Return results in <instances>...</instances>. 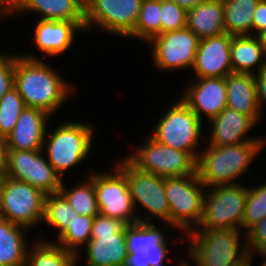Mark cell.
<instances>
[{
	"label": "cell",
	"instance_id": "5b68a950",
	"mask_svg": "<svg viewBox=\"0 0 266 266\" xmlns=\"http://www.w3.org/2000/svg\"><path fill=\"white\" fill-rule=\"evenodd\" d=\"M115 167L126 177L135 212L139 211L138 204L147 212V215L144 214L142 217L138 213V221L152 222L151 220L156 217L165 223L166 229H172L170 205L165 192V178L139 170L126 157L117 160Z\"/></svg>",
	"mask_w": 266,
	"mask_h": 266
},
{
	"label": "cell",
	"instance_id": "277c9868",
	"mask_svg": "<svg viewBox=\"0 0 266 266\" xmlns=\"http://www.w3.org/2000/svg\"><path fill=\"white\" fill-rule=\"evenodd\" d=\"M48 129L42 150L62 178L64 172L83 163L91 153L96 127L88 122L63 121L50 133Z\"/></svg>",
	"mask_w": 266,
	"mask_h": 266
},
{
	"label": "cell",
	"instance_id": "44dd1931",
	"mask_svg": "<svg viewBox=\"0 0 266 266\" xmlns=\"http://www.w3.org/2000/svg\"><path fill=\"white\" fill-rule=\"evenodd\" d=\"M225 81L227 108L250 116L256 123H259L263 114L258 104L255 76L231 72L225 77Z\"/></svg>",
	"mask_w": 266,
	"mask_h": 266
},
{
	"label": "cell",
	"instance_id": "d6a6232c",
	"mask_svg": "<svg viewBox=\"0 0 266 266\" xmlns=\"http://www.w3.org/2000/svg\"><path fill=\"white\" fill-rule=\"evenodd\" d=\"M248 186V196L241 230L246 234L254 225L266 217V182Z\"/></svg>",
	"mask_w": 266,
	"mask_h": 266
},
{
	"label": "cell",
	"instance_id": "9a60e30c",
	"mask_svg": "<svg viewBox=\"0 0 266 266\" xmlns=\"http://www.w3.org/2000/svg\"><path fill=\"white\" fill-rule=\"evenodd\" d=\"M183 89L181 99L203 122L204 115L209 121L227 108L226 81L224 77L191 78ZM185 91V92H184Z\"/></svg>",
	"mask_w": 266,
	"mask_h": 266
},
{
	"label": "cell",
	"instance_id": "d590c367",
	"mask_svg": "<svg viewBox=\"0 0 266 266\" xmlns=\"http://www.w3.org/2000/svg\"><path fill=\"white\" fill-rule=\"evenodd\" d=\"M2 53V54H1ZM0 53V99L14 87L16 59L20 54Z\"/></svg>",
	"mask_w": 266,
	"mask_h": 266
},
{
	"label": "cell",
	"instance_id": "5bb4252c",
	"mask_svg": "<svg viewBox=\"0 0 266 266\" xmlns=\"http://www.w3.org/2000/svg\"><path fill=\"white\" fill-rule=\"evenodd\" d=\"M98 173L92 171L99 214L121 219L128 224L138 222L126 177L116 168Z\"/></svg>",
	"mask_w": 266,
	"mask_h": 266
},
{
	"label": "cell",
	"instance_id": "4dcf8cb0",
	"mask_svg": "<svg viewBox=\"0 0 266 266\" xmlns=\"http://www.w3.org/2000/svg\"><path fill=\"white\" fill-rule=\"evenodd\" d=\"M95 216L77 215L69 227L58 237L56 243L65 250L71 251L81 256L80 252L90 241L92 225Z\"/></svg>",
	"mask_w": 266,
	"mask_h": 266
},
{
	"label": "cell",
	"instance_id": "7a4b0ae2",
	"mask_svg": "<svg viewBox=\"0 0 266 266\" xmlns=\"http://www.w3.org/2000/svg\"><path fill=\"white\" fill-rule=\"evenodd\" d=\"M265 145L266 141H249L230 146L205 145L197 158L196 173L207 188L239 184L236 180L247 173L246 170Z\"/></svg>",
	"mask_w": 266,
	"mask_h": 266
},
{
	"label": "cell",
	"instance_id": "8992f818",
	"mask_svg": "<svg viewBox=\"0 0 266 266\" xmlns=\"http://www.w3.org/2000/svg\"><path fill=\"white\" fill-rule=\"evenodd\" d=\"M202 128V121L179 97L158 120L150 136L163 145L188 152L197 161L201 152L198 147L205 140L201 137Z\"/></svg>",
	"mask_w": 266,
	"mask_h": 266
},
{
	"label": "cell",
	"instance_id": "3957f363",
	"mask_svg": "<svg viewBox=\"0 0 266 266\" xmlns=\"http://www.w3.org/2000/svg\"><path fill=\"white\" fill-rule=\"evenodd\" d=\"M184 237L176 239L187 240L186 257L195 266H232L249 254L246 234L241 230L195 228Z\"/></svg>",
	"mask_w": 266,
	"mask_h": 266
},
{
	"label": "cell",
	"instance_id": "8fae6325",
	"mask_svg": "<svg viewBox=\"0 0 266 266\" xmlns=\"http://www.w3.org/2000/svg\"><path fill=\"white\" fill-rule=\"evenodd\" d=\"M143 0H84L85 32L97 27L102 32L126 37L133 33Z\"/></svg>",
	"mask_w": 266,
	"mask_h": 266
},
{
	"label": "cell",
	"instance_id": "f6af8a7d",
	"mask_svg": "<svg viewBox=\"0 0 266 266\" xmlns=\"http://www.w3.org/2000/svg\"><path fill=\"white\" fill-rule=\"evenodd\" d=\"M175 2L177 5L182 7L184 10L189 11L190 9L195 8L200 3L206 0H170Z\"/></svg>",
	"mask_w": 266,
	"mask_h": 266
},
{
	"label": "cell",
	"instance_id": "f546056e",
	"mask_svg": "<svg viewBox=\"0 0 266 266\" xmlns=\"http://www.w3.org/2000/svg\"><path fill=\"white\" fill-rule=\"evenodd\" d=\"M161 34V0H143L133 33L129 36L149 43Z\"/></svg>",
	"mask_w": 266,
	"mask_h": 266
},
{
	"label": "cell",
	"instance_id": "ba28073f",
	"mask_svg": "<svg viewBox=\"0 0 266 266\" xmlns=\"http://www.w3.org/2000/svg\"><path fill=\"white\" fill-rule=\"evenodd\" d=\"M248 185H218L207 188L203 214L196 228L241 230Z\"/></svg>",
	"mask_w": 266,
	"mask_h": 266
},
{
	"label": "cell",
	"instance_id": "30bf717a",
	"mask_svg": "<svg viewBox=\"0 0 266 266\" xmlns=\"http://www.w3.org/2000/svg\"><path fill=\"white\" fill-rule=\"evenodd\" d=\"M126 158L139 170L164 178L196 174L197 161L185 151L157 142L151 136Z\"/></svg>",
	"mask_w": 266,
	"mask_h": 266
},
{
	"label": "cell",
	"instance_id": "2e32d148",
	"mask_svg": "<svg viewBox=\"0 0 266 266\" xmlns=\"http://www.w3.org/2000/svg\"><path fill=\"white\" fill-rule=\"evenodd\" d=\"M233 36L228 33L199 41L192 67L195 78L226 77L233 72L230 45Z\"/></svg>",
	"mask_w": 266,
	"mask_h": 266
},
{
	"label": "cell",
	"instance_id": "b9f144b4",
	"mask_svg": "<svg viewBox=\"0 0 266 266\" xmlns=\"http://www.w3.org/2000/svg\"><path fill=\"white\" fill-rule=\"evenodd\" d=\"M8 153L7 139L0 135V180H3L7 175Z\"/></svg>",
	"mask_w": 266,
	"mask_h": 266
},
{
	"label": "cell",
	"instance_id": "cb8c5ba5",
	"mask_svg": "<svg viewBox=\"0 0 266 266\" xmlns=\"http://www.w3.org/2000/svg\"><path fill=\"white\" fill-rule=\"evenodd\" d=\"M230 56L233 72L256 75L266 67V51L257 36H233Z\"/></svg>",
	"mask_w": 266,
	"mask_h": 266
},
{
	"label": "cell",
	"instance_id": "d4e9b609",
	"mask_svg": "<svg viewBox=\"0 0 266 266\" xmlns=\"http://www.w3.org/2000/svg\"><path fill=\"white\" fill-rule=\"evenodd\" d=\"M28 230L0 217V266H25Z\"/></svg>",
	"mask_w": 266,
	"mask_h": 266
},
{
	"label": "cell",
	"instance_id": "e0dca14e",
	"mask_svg": "<svg viewBox=\"0 0 266 266\" xmlns=\"http://www.w3.org/2000/svg\"><path fill=\"white\" fill-rule=\"evenodd\" d=\"M208 122L211 123V130L206 145L230 146L249 141H266L264 136L247 137L248 132L254 129L257 123L250 116L231 108H224L218 116Z\"/></svg>",
	"mask_w": 266,
	"mask_h": 266
},
{
	"label": "cell",
	"instance_id": "ac0fdd59",
	"mask_svg": "<svg viewBox=\"0 0 266 266\" xmlns=\"http://www.w3.org/2000/svg\"><path fill=\"white\" fill-rule=\"evenodd\" d=\"M33 31L34 44L37 50L46 57L64 54L74 44L76 33L84 30L76 23L69 21H53L36 19ZM56 55V56H55Z\"/></svg>",
	"mask_w": 266,
	"mask_h": 266
},
{
	"label": "cell",
	"instance_id": "1f68e13d",
	"mask_svg": "<svg viewBox=\"0 0 266 266\" xmlns=\"http://www.w3.org/2000/svg\"><path fill=\"white\" fill-rule=\"evenodd\" d=\"M76 216L73 207L60 192L46 196L43 221L57 229L55 234L57 238L69 227Z\"/></svg>",
	"mask_w": 266,
	"mask_h": 266
},
{
	"label": "cell",
	"instance_id": "d6986e66",
	"mask_svg": "<svg viewBox=\"0 0 266 266\" xmlns=\"http://www.w3.org/2000/svg\"><path fill=\"white\" fill-rule=\"evenodd\" d=\"M50 115L45 111L26 107L12 132L6 137L9 149L42 150Z\"/></svg>",
	"mask_w": 266,
	"mask_h": 266
},
{
	"label": "cell",
	"instance_id": "7bdbcfd3",
	"mask_svg": "<svg viewBox=\"0 0 266 266\" xmlns=\"http://www.w3.org/2000/svg\"><path fill=\"white\" fill-rule=\"evenodd\" d=\"M124 266H149L147 263L146 252L128 253Z\"/></svg>",
	"mask_w": 266,
	"mask_h": 266
},
{
	"label": "cell",
	"instance_id": "603a6c76",
	"mask_svg": "<svg viewBox=\"0 0 266 266\" xmlns=\"http://www.w3.org/2000/svg\"><path fill=\"white\" fill-rule=\"evenodd\" d=\"M186 27L200 40L226 33L222 0H206L187 11Z\"/></svg>",
	"mask_w": 266,
	"mask_h": 266
},
{
	"label": "cell",
	"instance_id": "7dc6e473",
	"mask_svg": "<svg viewBox=\"0 0 266 266\" xmlns=\"http://www.w3.org/2000/svg\"><path fill=\"white\" fill-rule=\"evenodd\" d=\"M263 261H261V266H266V254H261Z\"/></svg>",
	"mask_w": 266,
	"mask_h": 266
},
{
	"label": "cell",
	"instance_id": "9c48e42d",
	"mask_svg": "<svg viewBox=\"0 0 266 266\" xmlns=\"http://www.w3.org/2000/svg\"><path fill=\"white\" fill-rule=\"evenodd\" d=\"M46 196L27 182L5 177L0 180V217L33 229L43 222Z\"/></svg>",
	"mask_w": 266,
	"mask_h": 266
},
{
	"label": "cell",
	"instance_id": "836d02e7",
	"mask_svg": "<svg viewBox=\"0 0 266 266\" xmlns=\"http://www.w3.org/2000/svg\"><path fill=\"white\" fill-rule=\"evenodd\" d=\"M26 108L23 98L13 87L0 99V135L5 138L14 129L21 112Z\"/></svg>",
	"mask_w": 266,
	"mask_h": 266
},
{
	"label": "cell",
	"instance_id": "60d3db41",
	"mask_svg": "<svg viewBox=\"0 0 266 266\" xmlns=\"http://www.w3.org/2000/svg\"><path fill=\"white\" fill-rule=\"evenodd\" d=\"M254 76L256 80L258 104L262 114V111L264 110L262 105L263 107L266 105V67L262 68Z\"/></svg>",
	"mask_w": 266,
	"mask_h": 266
},
{
	"label": "cell",
	"instance_id": "f35d334b",
	"mask_svg": "<svg viewBox=\"0 0 266 266\" xmlns=\"http://www.w3.org/2000/svg\"><path fill=\"white\" fill-rule=\"evenodd\" d=\"M170 245H156V248L145 249L147 263L149 266H165V259L168 261L167 256Z\"/></svg>",
	"mask_w": 266,
	"mask_h": 266
},
{
	"label": "cell",
	"instance_id": "83f0119b",
	"mask_svg": "<svg viewBox=\"0 0 266 266\" xmlns=\"http://www.w3.org/2000/svg\"><path fill=\"white\" fill-rule=\"evenodd\" d=\"M165 227L157 228L154 222H136L126 225L127 252L135 253L145 249L156 248V245H170ZM166 233V234H165Z\"/></svg>",
	"mask_w": 266,
	"mask_h": 266
},
{
	"label": "cell",
	"instance_id": "4316f807",
	"mask_svg": "<svg viewBox=\"0 0 266 266\" xmlns=\"http://www.w3.org/2000/svg\"><path fill=\"white\" fill-rule=\"evenodd\" d=\"M226 33L252 36L253 13L260 0H222Z\"/></svg>",
	"mask_w": 266,
	"mask_h": 266
},
{
	"label": "cell",
	"instance_id": "6da1fadb",
	"mask_svg": "<svg viewBox=\"0 0 266 266\" xmlns=\"http://www.w3.org/2000/svg\"><path fill=\"white\" fill-rule=\"evenodd\" d=\"M63 78L36 54L21 53L16 59L14 87L26 107L41 109L50 116L61 110L74 94V87Z\"/></svg>",
	"mask_w": 266,
	"mask_h": 266
},
{
	"label": "cell",
	"instance_id": "8d00e7d4",
	"mask_svg": "<svg viewBox=\"0 0 266 266\" xmlns=\"http://www.w3.org/2000/svg\"><path fill=\"white\" fill-rule=\"evenodd\" d=\"M246 242L248 252L252 256L254 251H257V254H266V217L246 233Z\"/></svg>",
	"mask_w": 266,
	"mask_h": 266
},
{
	"label": "cell",
	"instance_id": "484cf974",
	"mask_svg": "<svg viewBox=\"0 0 266 266\" xmlns=\"http://www.w3.org/2000/svg\"><path fill=\"white\" fill-rule=\"evenodd\" d=\"M29 247L25 266H77L80 260L77 254L42 236Z\"/></svg>",
	"mask_w": 266,
	"mask_h": 266
},
{
	"label": "cell",
	"instance_id": "ffe728a7",
	"mask_svg": "<svg viewBox=\"0 0 266 266\" xmlns=\"http://www.w3.org/2000/svg\"><path fill=\"white\" fill-rule=\"evenodd\" d=\"M31 12L40 20L76 22L85 32L84 0H13V16Z\"/></svg>",
	"mask_w": 266,
	"mask_h": 266
},
{
	"label": "cell",
	"instance_id": "7402d4cb",
	"mask_svg": "<svg viewBox=\"0 0 266 266\" xmlns=\"http://www.w3.org/2000/svg\"><path fill=\"white\" fill-rule=\"evenodd\" d=\"M84 266H124L127 252L126 226L115 235L91 236Z\"/></svg>",
	"mask_w": 266,
	"mask_h": 266
},
{
	"label": "cell",
	"instance_id": "ee69618b",
	"mask_svg": "<svg viewBox=\"0 0 266 266\" xmlns=\"http://www.w3.org/2000/svg\"><path fill=\"white\" fill-rule=\"evenodd\" d=\"M13 15V0H0V18Z\"/></svg>",
	"mask_w": 266,
	"mask_h": 266
},
{
	"label": "cell",
	"instance_id": "f1b7e54d",
	"mask_svg": "<svg viewBox=\"0 0 266 266\" xmlns=\"http://www.w3.org/2000/svg\"><path fill=\"white\" fill-rule=\"evenodd\" d=\"M87 178V181H81L79 184L77 182V185L72 186V188H67L64 181H62L60 193L71 204L77 215L97 216L99 208L92 181V172L88 174Z\"/></svg>",
	"mask_w": 266,
	"mask_h": 266
},
{
	"label": "cell",
	"instance_id": "e575fe53",
	"mask_svg": "<svg viewBox=\"0 0 266 266\" xmlns=\"http://www.w3.org/2000/svg\"><path fill=\"white\" fill-rule=\"evenodd\" d=\"M187 11L170 0H161V34L186 27Z\"/></svg>",
	"mask_w": 266,
	"mask_h": 266
},
{
	"label": "cell",
	"instance_id": "4fadbf2b",
	"mask_svg": "<svg viewBox=\"0 0 266 266\" xmlns=\"http://www.w3.org/2000/svg\"><path fill=\"white\" fill-rule=\"evenodd\" d=\"M43 155V150L9 149L6 177L27 182L45 195L59 193L63 178Z\"/></svg>",
	"mask_w": 266,
	"mask_h": 266
},
{
	"label": "cell",
	"instance_id": "ab89813d",
	"mask_svg": "<svg viewBox=\"0 0 266 266\" xmlns=\"http://www.w3.org/2000/svg\"><path fill=\"white\" fill-rule=\"evenodd\" d=\"M266 29V0H260L253 13L252 36H257Z\"/></svg>",
	"mask_w": 266,
	"mask_h": 266
},
{
	"label": "cell",
	"instance_id": "74e56055",
	"mask_svg": "<svg viewBox=\"0 0 266 266\" xmlns=\"http://www.w3.org/2000/svg\"><path fill=\"white\" fill-rule=\"evenodd\" d=\"M126 225L121 219L98 214L93 221L91 236L115 235Z\"/></svg>",
	"mask_w": 266,
	"mask_h": 266
},
{
	"label": "cell",
	"instance_id": "52a82bcc",
	"mask_svg": "<svg viewBox=\"0 0 266 266\" xmlns=\"http://www.w3.org/2000/svg\"><path fill=\"white\" fill-rule=\"evenodd\" d=\"M207 187L197 173L165 178V192L170 205V227L189 233L199 226Z\"/></svg>",
	"mask_w": 266,
	"mask_h": 266
},
{
	"label": "cell",
	"instance_id": "7c38bea8",
	"mask_svg": "<svg viewBox=\"0 0 266 266\" xmlns=\"http://www.w3.org/2000/svg\"><path fill=\"white\" fill-rule=\"evenodd\" d=\"M200 39L188 28L155 36L148 44L153 48V67L160 71L189 69L194 65Z\"/></svg>",
	"mask_w": 266,
	"mask_h": 266
},
{
	"label": "cell",
	"instance_id": "bcb514c9",
	"mask_svg": "<svg viewBox=\"0 0 266 266\" xmlns=\"http://www.w3.org/2000/svg\"><path fill=\"white\" fill-rule=\"evenodd\" d=\"M258 39L260 40V43L262 44L263 48L266 51V29L262 30L258 35Z\"/></svg>",
	"mask_w": 266,
	"mask_h": 266
}]
</instances>
